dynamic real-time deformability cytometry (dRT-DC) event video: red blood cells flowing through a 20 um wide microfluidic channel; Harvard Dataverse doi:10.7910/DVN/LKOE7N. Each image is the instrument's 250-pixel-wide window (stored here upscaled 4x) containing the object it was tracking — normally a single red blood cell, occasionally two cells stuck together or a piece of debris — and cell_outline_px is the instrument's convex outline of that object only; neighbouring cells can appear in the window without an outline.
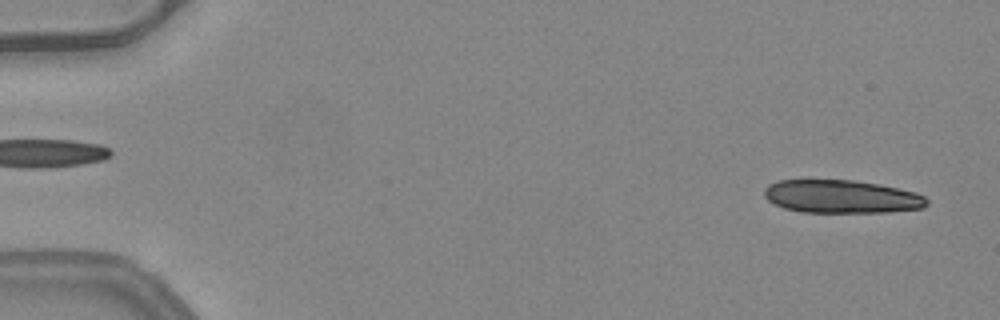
{"species": "common noctule bat (a hibernating species)", "species_latin": "Nyctalus noctula", "temperature_condition": "warm", "stored_images_in_passage": 19, "camera_frame_rate_fps": 3000, "um_per_image_px": 0.085, "animal": {"sex": "female", "body_mass_g": 24.6, "forearm_length_mm": 56.2}, "frame": {"image": 1, "passage_image": 2, "time_ms": 0.333, "image_size_px": [1000, 320], "cell_outline_px": [[928, 204], [924, 208], [888, 212], [800, 212], [784, 208], [768, 200], [764, 196], [764, 188], [768, 184], [780, 180], [852, 180], [880, 184], [916, 192], [924, 196], [928, 200]], "centroid_in_image_um": [71.54, 16.71], "position_along_channel_um": 13.5, "area_um2": 31.5}}
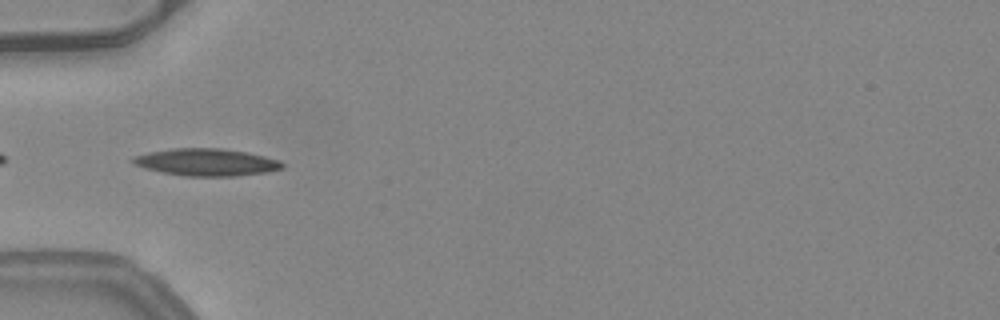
{"frame": {"image": 2, "passage_image": 17, "time_ms": 5.333, "image_size_px": [1000, 320], "cell_outline_px": [[284, 168], [268, 172], [236, 176], [184, 176], [144, 168], [128, 160], [132, 156], [148, 152], [172, 148], [220, 148], [248, 152], [280, 160], [284, 164]], "centroid_in_image_um": [17.55, 13.78], "position_along_channel_um": 67.5, "area_um2": 23.87}}